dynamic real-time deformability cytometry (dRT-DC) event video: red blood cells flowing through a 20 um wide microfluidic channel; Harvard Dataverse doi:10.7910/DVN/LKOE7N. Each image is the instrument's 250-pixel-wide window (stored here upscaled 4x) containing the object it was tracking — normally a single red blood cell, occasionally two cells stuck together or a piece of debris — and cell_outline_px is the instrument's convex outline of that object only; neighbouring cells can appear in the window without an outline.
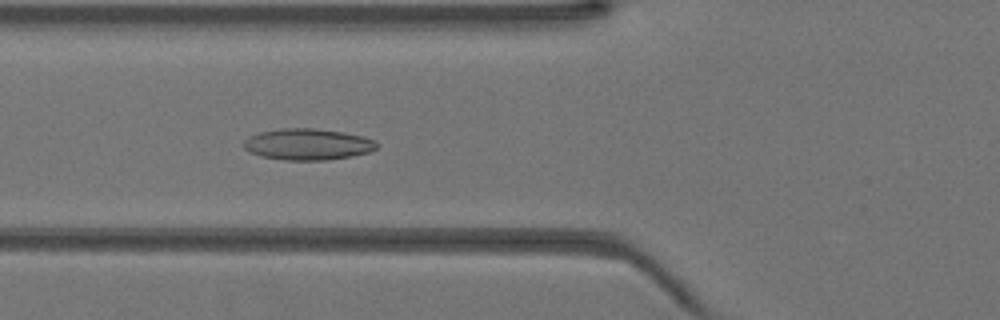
{"species": "Egyptian fruit bat (a non-hibernating species)", "species_latin": "Rousettus aegyptiacus", "temperature_condition": "warm", "stored_images_in_passage": 33, "camera_frame_rate_fps": 3000, "um_per_image_px": 0.085, "animal": {"sex": "female"}, "frame": {"image": 1, "passage_image": 6, "time_ms": 1.667, "image_size_px": [1000, 320], "cell_outline_px": [[380, 144], [376, 148], [368, 152], [352, 156], [328, 160], [284, 160], [260, 156], [248, 152], [244, 148], [244, 140], [248, 136], [260, 132], [280, 128], [312, 128], [344, 132], [364, 136], [376, 140]], "centroid_in_image_um": [26.16, 12.26], "position_along_channel_um": 99.6, "area_um2": 24.57}}
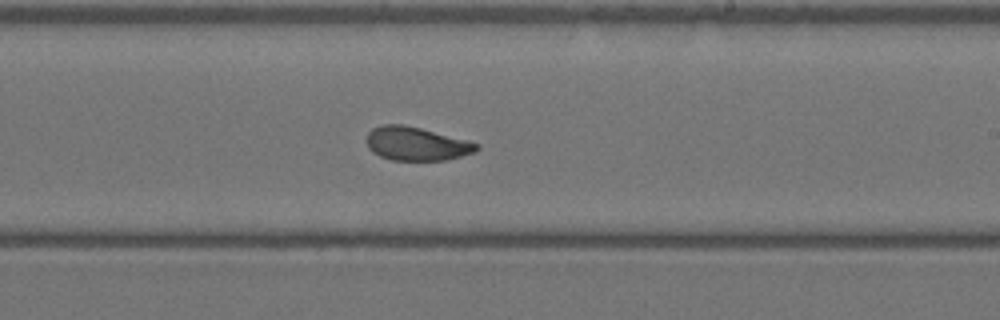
{"frame": {"image": 2, "passage_image": 16, "time_ms": 5.0, "image_size_px": [1000, 320], "cell_outline_px": [[480, 148], [476, 152], [444, 160], [392, 160], [380, 156], [372, 152], [368, 148], [368, 132], [372, 128], [380, 124], [404, 124], [468, 140], [480, 144]], "centroid_in_image_um": [35.4, 12.21], "position_along_channel_um": 253.6, "area_um2": 21.56}}
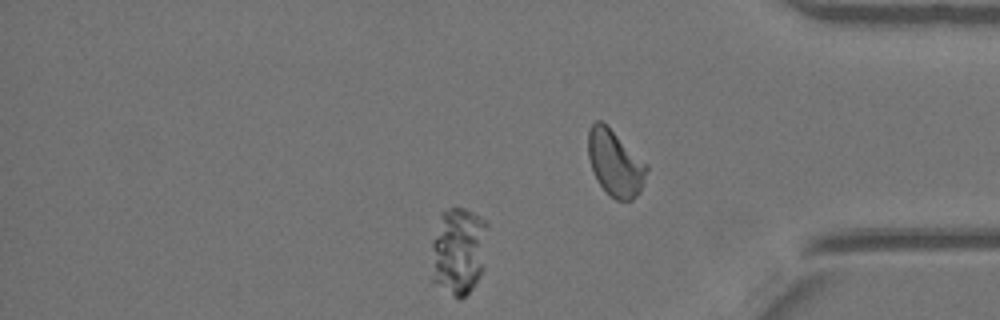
{"frame": {"image": 3, "passage_image": 25, "time_ms": 8.0, "image_size_px": [1000, 320], "cell_outline_px": [[488, 224], [480, 272], [472, 288], [460, 300], [452, 296], [432, 284], [428, 280], [432, 240], [440, 212], [448, 208], [464, 208], [480, 216]], "centroid_in_image_um": [38.86, 21.35], "position_along_channel_um": 396.3, "area_um2": 29.3}}